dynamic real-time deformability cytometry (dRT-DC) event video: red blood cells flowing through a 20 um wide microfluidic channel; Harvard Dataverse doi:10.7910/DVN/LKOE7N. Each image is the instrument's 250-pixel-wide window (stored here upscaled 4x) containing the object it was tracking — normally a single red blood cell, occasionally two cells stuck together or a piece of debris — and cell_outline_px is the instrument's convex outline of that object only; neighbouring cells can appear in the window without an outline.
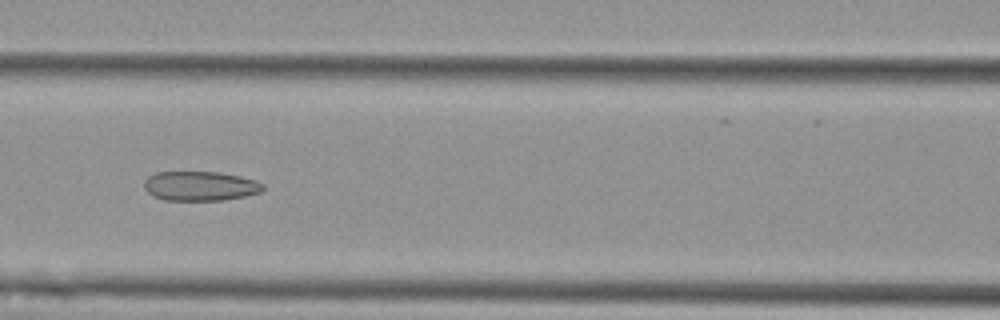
{"species": "Egyptian fruit bat (a non-hibernating species)", "species_latin": "Rousettus aegyptiacus", "temperature_condition": "cold", "stored_images_in_passage": 9, "camera_frame_rate_fps": 3000, "um_per_image_px": 0.085, "animal": {"sex": "female"}, "frame": {"image": 1, "passage_image": 7, "time_ms": 7.333, "image_size_px": [1000, 320], "cell_outline_px": [[264, 188], [260, 192], [244, 196], [224, 200], [164, 200], [152, 196], [144, 188], [144, 180], [148, 176], [156, 172], [220, 172], [240, 176], [256, 180], [264, 184]], "centroid_in_image_um": [17.0, 15.81], "position_along_channel_um": 149.6, "area_um2": 20.52}}
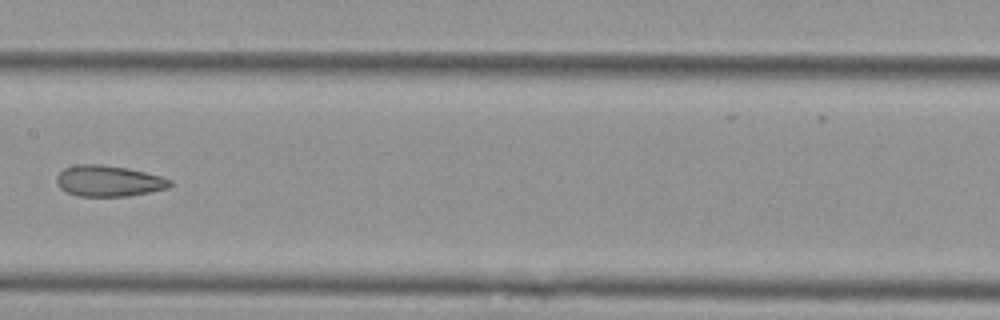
{"frame": {"image": 2, "passage_image": 8, "time_ms": 8.667, "image_size_px": [1000, 320], "cell_outline_px": [[172, 184], [168, 188], [128, 196], [76, 196], [60, 188], [56, 184], [56, 176], [64, 168], [76, 164], [100, 164], [128, 168], [160, 176], [172, 180]], "centroid_in_image_um": [9.21, 15.38], "position_along_channel_um": 198.2, "area_um2": 20.52}}